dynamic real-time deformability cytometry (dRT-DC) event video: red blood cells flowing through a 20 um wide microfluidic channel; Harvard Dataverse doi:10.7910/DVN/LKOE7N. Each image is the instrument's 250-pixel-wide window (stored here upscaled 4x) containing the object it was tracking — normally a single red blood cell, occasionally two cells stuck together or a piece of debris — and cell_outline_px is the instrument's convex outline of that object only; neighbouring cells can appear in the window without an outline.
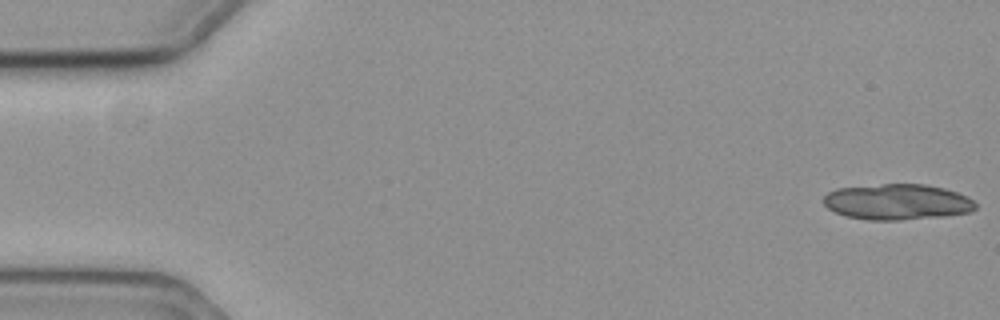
{"species": "common noctule bat (a hibernating species)", "species_latin": "Nyctalus noctula", "temperature_condition": "cold", "stored_images_in_passage": 16, "camera_frame_rate_fps": 3000, "um_per_image_px": 0.085, "animal": {"sex": "female", "body_mass_g": 19.3, "forearm_length_mm": 54.1}, "frame": {"image": 1, "passage_image": 1, "time_ms": 0.0, "image_size_px": [1000, 320], "cell_outline_px": [[976, 208], [972, 212], [944, 216], [896, 220], [868, 220], [844, 216], [828, 208], [824, 204], [824, 196], [828, 192], [836, 188], [884, 184], [924, 184], [944, 188], [968, 196], [976, 204]], "centroid_in_image_um": [76.27, 17.16], "position_along_channel_um": 8.7, "area_um2": 31.73}}